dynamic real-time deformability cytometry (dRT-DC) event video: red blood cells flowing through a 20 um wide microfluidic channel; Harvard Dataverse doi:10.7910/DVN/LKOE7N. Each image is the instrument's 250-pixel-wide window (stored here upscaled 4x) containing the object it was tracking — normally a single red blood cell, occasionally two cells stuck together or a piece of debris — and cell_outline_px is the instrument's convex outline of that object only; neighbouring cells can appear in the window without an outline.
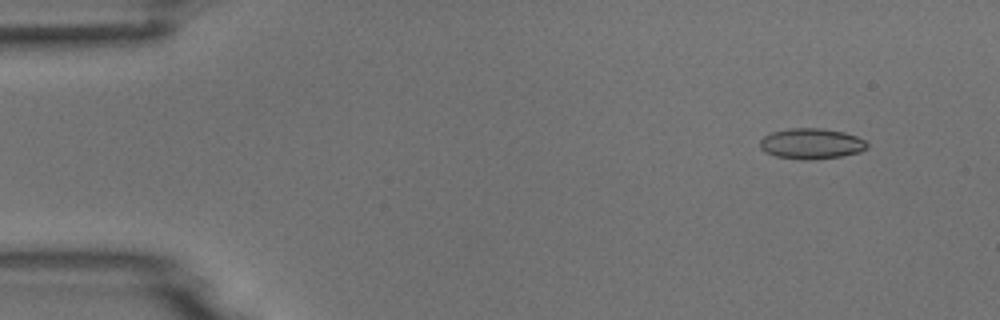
{"species": "common noctule bat (a hibernating species)", "species_latin": "Nyctalus noctula", "temperature_condition": "room temperature", "stored_images_in_passage": 4, "camera_frame_rate_fps": 3000, "um_per_image_px": 0.085, "animal": {"sex": "male", "body_mass_g": 18.8}, "frame": {"image": 1, "passage_image": 2, "time_ms": 1.0, "image_size_px": [1000, 320], "cell_outline_px": [[868, 148], [860, 152], [840, 156], [816, 160], [800, 160], [776, 156], [764, 152], [760, 148], [760, 140], [764, 136], [772, 132], [788, 128], [820, 128], [844, 132], [856, 136], [864, 140], [868, 144]], "centroid_in_image_um": [68.95, 12.22], "position_along_channel_um": 16.0, "area_um2": 19.31}}
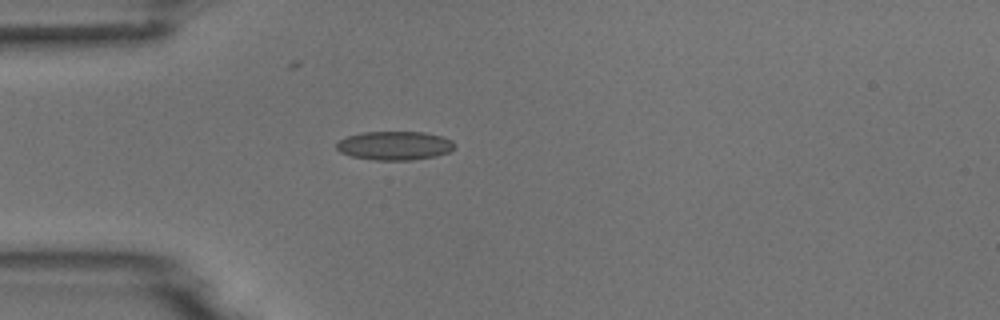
{"frame": {"image": 2, "passage_image": 4, "time_ms": 4.333, "image_size_px": [1000, 320], "cell_outline_px": [[456, 148], [448, 152], [436, 156], [412, 160], [376, 160], [352, 156], [340, 152], [336, 148], [336, 144], [340, 140], [348, 136], [364, 132], [424, 132], [440, 136], [452, 140], [456, 144]], "centroid_in_image_um": [33.58, 12.38], "position_along_channel_um": 51.4, "area_um2": 19.77}}